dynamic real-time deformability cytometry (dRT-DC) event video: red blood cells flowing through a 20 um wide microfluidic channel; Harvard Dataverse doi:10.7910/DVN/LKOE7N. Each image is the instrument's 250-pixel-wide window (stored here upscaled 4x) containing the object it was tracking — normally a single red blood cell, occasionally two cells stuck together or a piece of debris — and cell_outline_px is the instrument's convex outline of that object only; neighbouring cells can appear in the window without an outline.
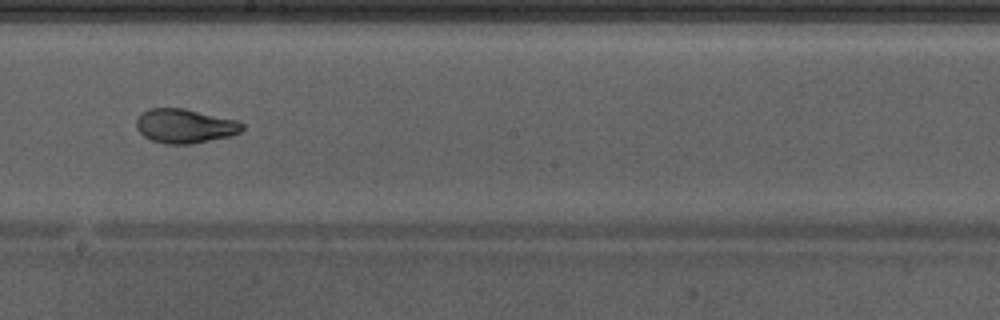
{"species": "Egyptian fruit bat (a non-hibernating species)", "species_latin": "Rousettus aegyptiacus", "temperature_condition": "warm", "stored_images_in_passage": 47, "camera_frame_rate_fps": 3000, "um_per_image_px": 0.085, "animal": {"sex": "male"}, "frame": {"image": 1, "passage_image": 27, "time_ms": 8.667, "image_size_px": [1000, 320], "cell_outline_px": [[244, 128], [240, 132], [232, 136], [192, 144], [164, 144], [152, 140], [144, 136], [136, 128], [136, 120], [140, 112], [148, 108], [184, 108], [240, 120], [244, 124]], "centroid_in_image_um": [15.74, 10.7], "position_along_channel_um": 232.5, "area_um2": 21.56}, "authors_computed_cell_mechanics": {"area_um2": 23.0044, "velocity_mm_per_s": 4.2795, "shape_relaxation_time_tau1_ms": 4.6254, "shape_relaxation_time_tau2_ms": 1.482, "deformation_change_tau1": 0.1926, "deformation_change_tau2": 0.0323}}